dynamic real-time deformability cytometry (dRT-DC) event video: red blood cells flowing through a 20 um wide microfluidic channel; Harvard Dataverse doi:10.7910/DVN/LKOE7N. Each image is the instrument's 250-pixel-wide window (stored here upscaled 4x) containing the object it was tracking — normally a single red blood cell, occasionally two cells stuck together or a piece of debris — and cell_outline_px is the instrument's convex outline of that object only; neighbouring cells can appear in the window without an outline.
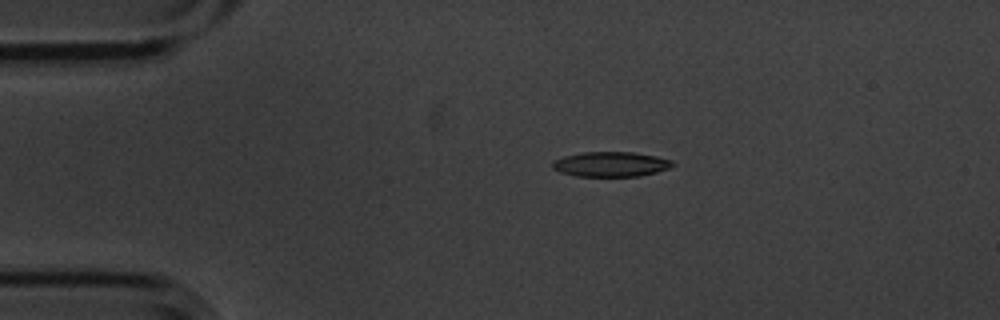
{"species": "common noctule bat (a hibernating species)", "species_latin": "Nyctalus noctula", "temperature_condition": "cold", "stored_images_in_passage": 3, "camera_frame_rate_fps": 3000, "um_per_image_px": 0.085, "animal": {"sex": "male", "body_mass_g": 20.1, "forearm_length_mm": 53.5}, "frame": {"image": 1, "passage_image": 1, "time_ms": 0.0, "image_size_px": [1000, 320], "cell_outline_px": [[676, 164], [668, 168], [656, 172], [640, 176], [576, 176], [560, 172], [552, 168], [552, 160], [564, 156], [584, 152], [636, 152], [656, 156], [672, 160]], "centroid_in_image_um": [51.91, 13.95], "position_along_channel_um": 33.1, "area_um2": 17.51}}
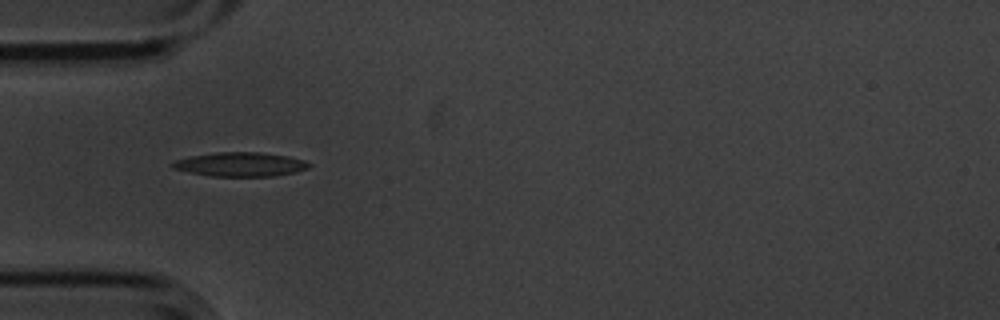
{"frame": {"image": 2, "passage_image": 2, "time_ms": 0.333, "image_size_px": [1000, 320], "cell_outline_px": [[312, 164], [308, 168], [296, 172], [272, 176], [212, 176], [188, 172], [172, 168], [168, 164], [172, 160], [192, 156], [216, 152], [260, 152], [288, 156], [304, 160]], "centroid_in_image_um": [20.4, 13.97], "position_along_channel_um": 64.6, "area_um2": 19.31}}
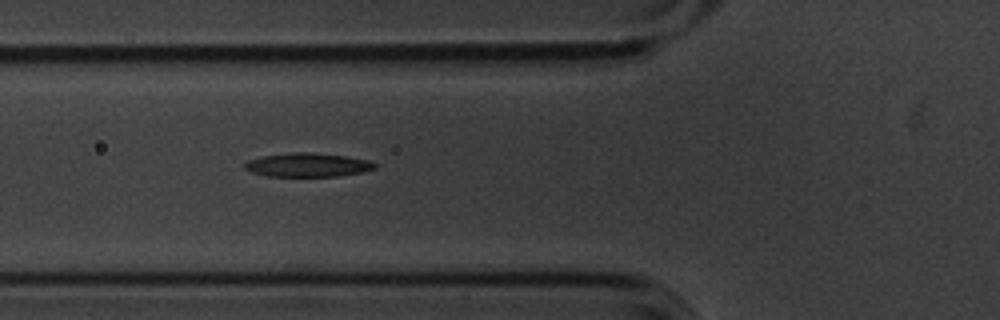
{"frame": {"image": 3, "passage_image": 3, "time_ms": 0.667, "image_size_px": [1000, 320], "cell_outline_px": [[380, 164], [376, 168], [364, 172], [336, 176], [264, 176], [252, 172], [244, 168], [244, 164], [248, 160], [264, 156], [296, 152], [308, 152], [344, 156], [372, 160]], "centroid_in_image_um": [26.22, 14.02], "position_along_channel_um": 99.6, "area_um2": 18.09}}